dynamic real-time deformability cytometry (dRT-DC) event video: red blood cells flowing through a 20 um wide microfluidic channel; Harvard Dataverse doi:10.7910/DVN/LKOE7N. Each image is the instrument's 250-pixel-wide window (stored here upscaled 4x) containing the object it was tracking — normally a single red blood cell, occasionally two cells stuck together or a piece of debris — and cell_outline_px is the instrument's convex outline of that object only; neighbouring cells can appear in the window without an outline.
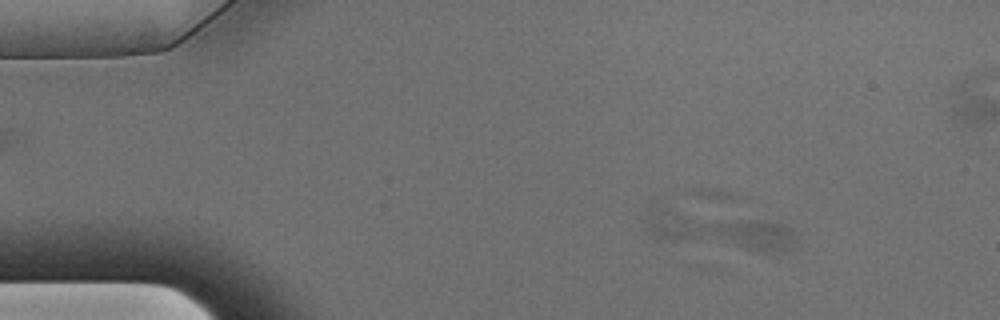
{"species": "Egyptian fruit bat (a non-hibernating species)", "species_latin": "Rousettus aegyptiacus", "temperature_condition": "warm", "stored_images_in_passage": 8, "segment_of_instrument_passage": [1, 2], "camera_frame_rate_fps": 3000, "um_per_image_px": 0.085, "animal": {"sex": "male"}, "frame": {"image": 1, "passage_image": 2, "time_ms": 0.333, "image_size_px": [1000, 320], "cell_outline_px": [[800, 240], [796, 248], [788, 252], [776, 256], [672, 240], [656, 236], [648, 232], [644, 228], [648, 216], [668, 208], [780, 220], [788, 224], [796, 232]], "centroid_in_image_um": [61.55, 19.64], "position_along_channel_um": 23.4, "area_um2": 34.51}}